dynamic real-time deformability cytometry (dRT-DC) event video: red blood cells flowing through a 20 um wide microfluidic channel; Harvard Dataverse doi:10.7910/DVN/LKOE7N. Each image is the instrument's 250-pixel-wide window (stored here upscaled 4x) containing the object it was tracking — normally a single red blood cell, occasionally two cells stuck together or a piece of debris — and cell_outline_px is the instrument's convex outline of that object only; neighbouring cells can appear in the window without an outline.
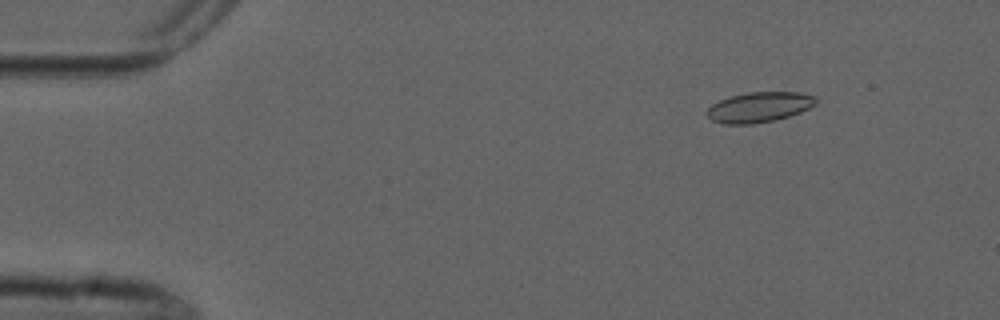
{"species": "common noctule bat (a hibernating species)", "species_latin": "Nyctalus noctula", "temperature_condition": "cold", "stored_images_in_passage": 8, "camera_frame_rate_fps": 3000, "um_per_image_px": 0.085, "animal": {"sex": "male", "forearm_length_mm": 52.5}, "frame": {"image": 1, "passage_image": 1, "time_ms": 0.0, "image_size_px": [1000, 320], "cell_outline_px": [[820, 100], [816, 104], [800, 112], [776, 120], [752, 124], [724, 124], [712, 120], [704, 112], [712, 104], [728, 96], [748, 92], [796, 92], [816, 96]], "centroid_in_image_um": [64.53, 9.1], "position_along_channel_um": 20.5, "area_um2": 19.36}}
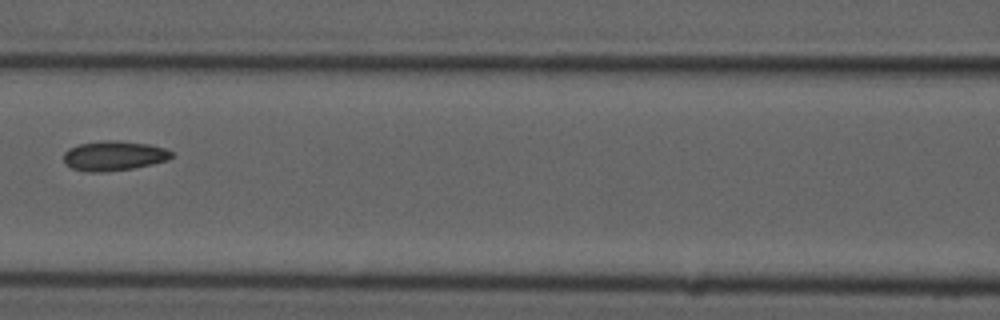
{"frame": {"image": 2, "passage_image": 5, "time_ms": 6.0, "image_size_px": [1000, 320], "cell_outline_px": [[172, 156], [168, 160], [152, 164], [132, 168], [104, 172], [84, 172], [72, 168], [64, 160], [64, 152], [68, 148], [80, 144], [104, 140], [116, 140], [148, 144], [164, 148], [172, 152]], "centroid_in_image_um": [9.67, 13.24], "position_along_channel_um": 156.9, "area_um2": 18.61}}
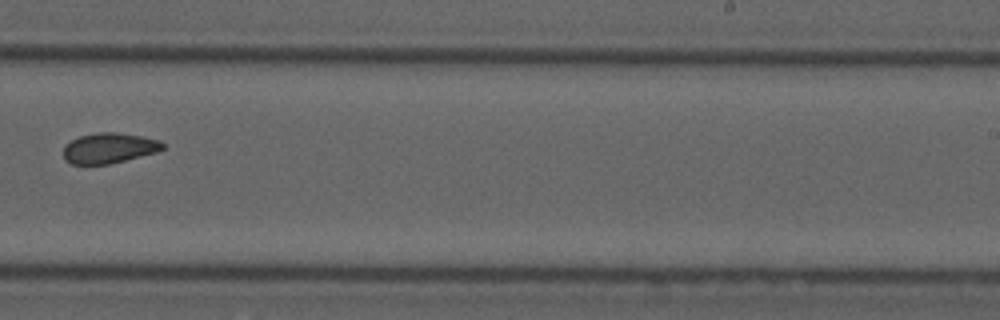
{"frame": {"image": 3, "passage_image": 8, "time_ms": 9.333, "image_size_px": [1000, 320], "cell_outline_px": [[164, 148], [156, 152], [108, 164], [72, 164], [64, 160], [64, 148], [72, 140], [80, 136], [96, 132], [116, 132], [140, 136], [160, 140], [164, 144]], "centroid_in_image_um": [9.27, 12.58], "position_along_channel_um": 279.7, "area_um2": 17.34}}